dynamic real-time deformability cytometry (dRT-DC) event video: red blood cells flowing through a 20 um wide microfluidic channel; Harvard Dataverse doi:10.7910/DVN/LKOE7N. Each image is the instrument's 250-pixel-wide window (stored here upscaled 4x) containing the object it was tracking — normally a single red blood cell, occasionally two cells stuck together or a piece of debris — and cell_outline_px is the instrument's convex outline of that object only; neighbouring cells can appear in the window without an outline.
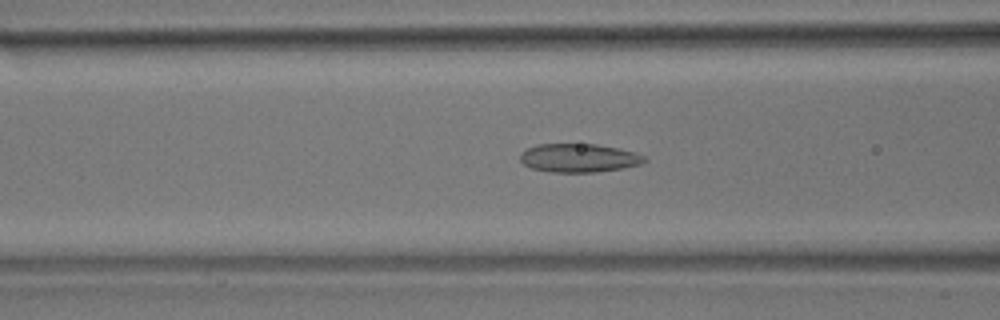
{"species": "common noctule bat (a hibernating species)", "species_latin": "Nyctalus noctula", "temperature_condition": "room temperature", "stored_images_in_passage": 56, "camera_frame_rate_fps": 3000, "um_per_image_px": 0.085, "animal": {"sex": "male", "body_mass_g": 17.9}, "frame": {"image": 1, "passage_image": 22, "time_ms": 7.0, "image_size_px": [1000, 320], "cell_outline_px": [[648, 160], [640, 164], [624, 168], [596, 172], [552, 172], [532, 168], [524, 164], [520, 160], [520, 152], [536, 144], [596, 144], [620, 148], [636, 152], [644, 156]], "centroid_in_image_um": [49.22, 13.42], "position_along_channel_um": 117.4, "area_um2": 20.81}}
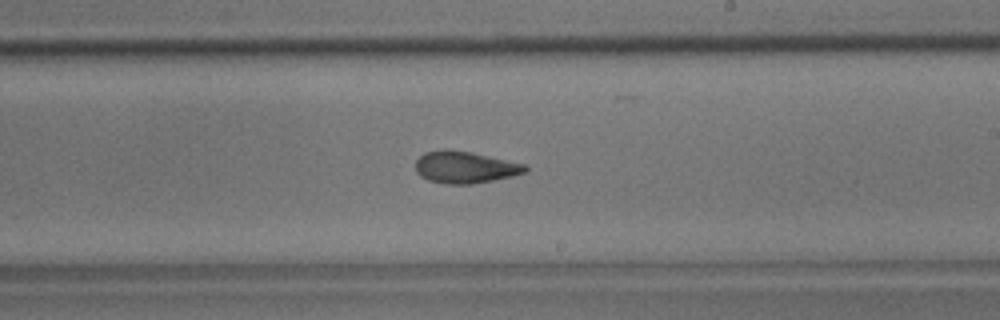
{"frame": {"image": 2, "passage_image": 33, "time_ms": 10.667, "image_size_px": [1000, 320], "cell_outline_px": [[528, 172], [512, 176], [472, 184], [448, 184], [428, 180], [420, 176], [416, 172], [416, 160], [424, 152], [444, 148], [472, 152], [524, 164], [528, 168]], "centroid_in_image_um": [39.5, 14.2], "position_along_channel_um": 249.5, "area_um2": 20.46}}
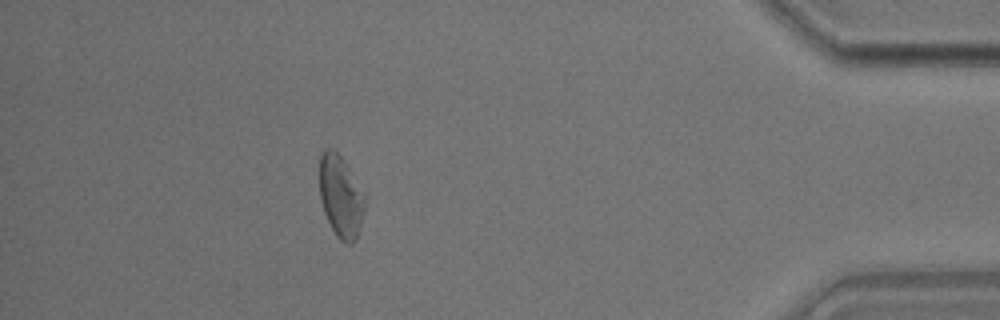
{"frame": {"image": 3, "passage_image": 50, "time_ms": 16.333, "image_size_px": [1000, 320], "cell_outline_px": [[364, 208], [356, 240], [352, 244], [348, 244], [340, 240], [336, 236], [324, 212], [320, 200], [320, 156], [324, 148], [332, 148], [344, 160], [364, 200]], "centroid_in_image_um": [28.91, 16.72], "position_along_channel_um": 406.3, "area_um2": 20.92}, "authors_computed_cell_mechanics": {"area_um2": 21.9351, "velocity_mm_per_s": 3.6162, "shape_relaxation_time_tau1_ms": 9.9176, "shape_relaxation_time_tau2_ms": 2.3402, "deformation_change_tau1": 0.1784, "deformation_change_tau2": 0.0923}}